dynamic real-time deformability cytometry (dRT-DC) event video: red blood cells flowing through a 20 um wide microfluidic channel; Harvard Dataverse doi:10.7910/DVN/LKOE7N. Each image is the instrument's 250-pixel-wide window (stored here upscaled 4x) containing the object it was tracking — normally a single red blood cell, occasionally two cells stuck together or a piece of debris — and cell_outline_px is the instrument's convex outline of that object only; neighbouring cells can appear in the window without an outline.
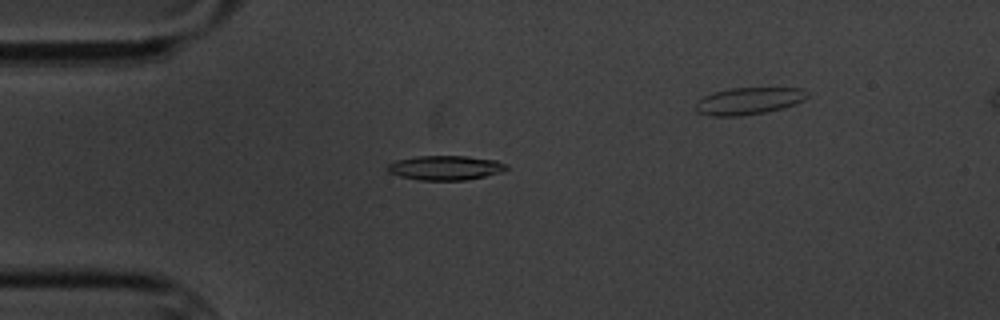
{"species": "common noctule bat (a hibernating species)", "species_latin": "Nyctalus noctula", "temperature_condition": "cold", "stored_images_in_passage": 6, "segment_of_instrument_passage": [1, 2], "camera_frame_rate_fps": 3000, "um_per_image_px": 0.085, "animal": {"sex": "male", "body_mass_g": 20.1, "forearm_length_mm": 53.5}, "frame": {"image": 1, "passage_image": 2, "time_ms": 1.0, "image_size_px": [1000, 320], "cell_outline_px": [[508, 168], [500, 172], [484, 176], [464, 180], [420, 180], [400, 176], [388, 172], [384, 168], [388, 164], [396, 160], [416, 156], [464, 156], [496, 160], [508, 164]], "centroid_in_image_um": [37.82, 14.25], "position_along_channel_um": 47.2, "area_um2": 16.94}}
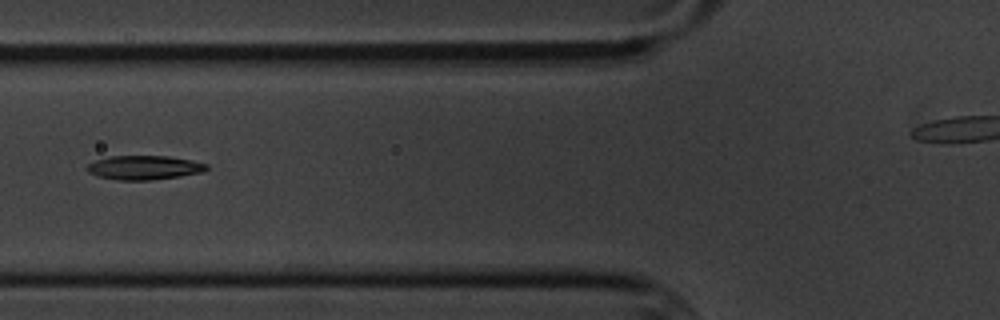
{"frame": {"image": 2, "passage_image": 4, "time_ms": 3.333, "image_size_px": [1000, 320], "cell_outline_px": [[208, 168], [204, 172], [180, 176], [152, 180], [116, 180], [96, 176], [88, 172], [84, 168], [88, 164], [96, 160], [108, 156], [168, 156], [192, 160], [208, 164]], "centroid_in_image_um": [12.24, 14.25], "position_along_channel_um": 113.6, "area_um2": 16.99}}
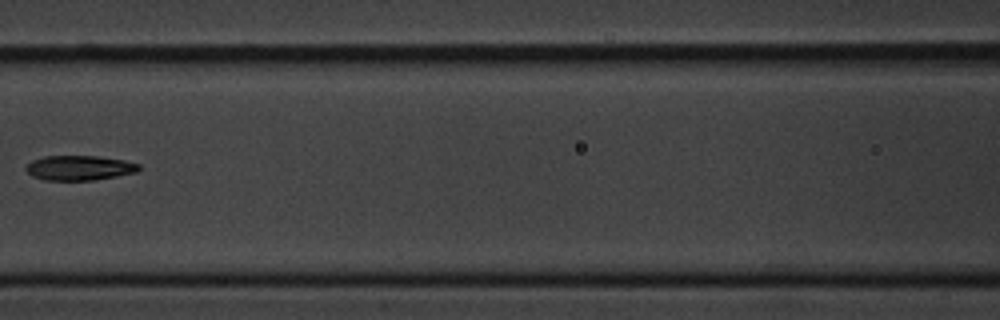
{"frame": {"image": 3, "passage_image": 5, "time_ms": 4.667, "image_size_px": [1000, 320], "cell_outline_px": [[140, 168], [136, 172], [116, 176], [92, 180], [44, 180], [32, 176], [24, 168], [32, 160], [44, 156], [96, 156], [124, 160], [140, 164]], "centroid_in_image_um": [6.73, 14.26], "position_along_channel_um": 159.9, "area_um2": 16.24}}